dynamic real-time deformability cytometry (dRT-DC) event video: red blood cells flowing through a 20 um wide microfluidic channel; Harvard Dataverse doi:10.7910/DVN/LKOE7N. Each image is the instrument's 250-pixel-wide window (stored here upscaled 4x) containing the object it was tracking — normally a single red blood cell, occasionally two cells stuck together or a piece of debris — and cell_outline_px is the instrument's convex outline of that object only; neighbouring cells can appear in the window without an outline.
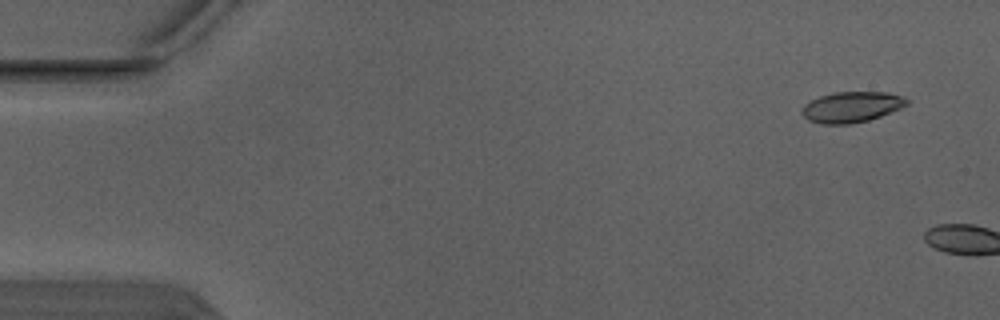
{"species": "Egyptian fruit bat (a non-hibernating species)", "species_latin": "Rousettus aegyptiacus", "temperature_condition": "warm", "stored_images_in_passage": 2, "camera_frame_rate_fps": 3000, "um_per_image_px": 0.085, "animal": {"sex": "male"}, "frame": {"image": 1, "passage_image": 1, "time_ms": 0.0, "image_size_px": [1000, 320], "cell_outline_px": [[908, 104], [900, 108], [880, 116], [868, 120], [848, 124], [820, 124], [808, 120], [800, 112], [800, 108], [804, 104], [820, 96], [832, 92], [888, 92], [904, 96], [908, 100]], "centroid_in_image_um": [72.36, 9.09], "position_along_channel_um": 12.6, "area_um2": 18.84}}